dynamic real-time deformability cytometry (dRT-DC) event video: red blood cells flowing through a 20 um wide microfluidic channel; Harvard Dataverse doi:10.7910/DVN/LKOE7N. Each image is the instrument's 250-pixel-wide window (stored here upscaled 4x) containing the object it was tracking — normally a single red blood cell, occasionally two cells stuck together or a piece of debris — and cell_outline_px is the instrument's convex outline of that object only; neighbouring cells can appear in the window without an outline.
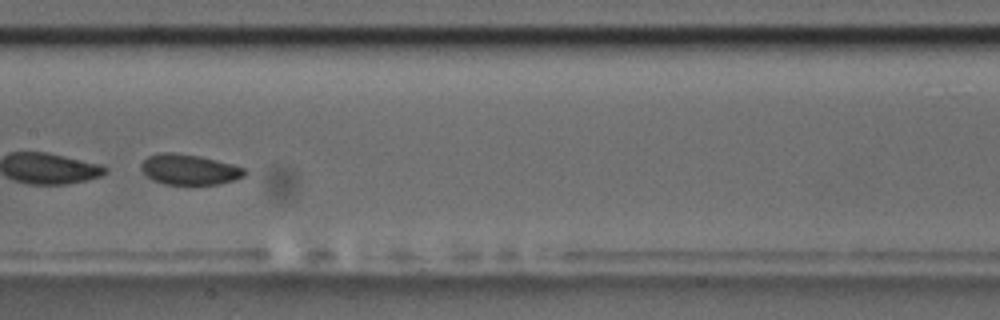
{"species": "common noctule bat (a hibernating species)", "species_latin": "Nyctalus noctula", "temperature_condition": "room temperature", "stored_images_in_passage": 6, "camera_frame_rate_fps": 3000, "um_per_image_px": 0.085, "animal": {"sex": "male", "body_mass_g": 17.5, "forearm_length_mm": 52.3}, "frame": {"image": 1, "passage_image": 5, "time_ms": 4.667, "image_size_px": [1000, 320], "cell_outline_px": [[248, 172], [244, 176], [220, 184], [164, 184], [152, 180], [140, 168], [140, 164], [148, 156], [160, 152], [172, 152], [200, 156], [232, 164], [244, 168]], "centroid_in_image_um": [16.08, 14.4], "position_along_channel_um": 191.3, "area_um2": 18.32}}